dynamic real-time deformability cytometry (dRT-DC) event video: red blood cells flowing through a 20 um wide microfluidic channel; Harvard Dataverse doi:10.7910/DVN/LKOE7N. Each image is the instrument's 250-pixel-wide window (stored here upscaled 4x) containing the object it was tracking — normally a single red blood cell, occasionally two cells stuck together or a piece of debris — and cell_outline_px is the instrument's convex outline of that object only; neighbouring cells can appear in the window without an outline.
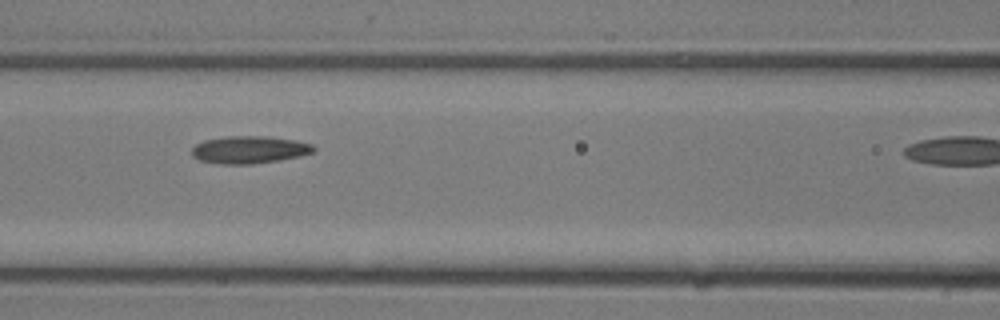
{"species": "common noctule bat (a hibernating species)", "species_latin": "Nyctalus noctula", "temperature_condition": "room temperature", "stored_images_in_passage": 7, "camera_frame_rate_fps": 3000, "um_per_image_px": 0.085, "animal": {"sex": "male", "body_mass_g": 13.3}, "frame": {"image": 1, "passage_image": 5, "time_ms": 1.333, "image_size_px": [1000, 320], "cell_outline_px": [[316, 148], [312, 152], [300, 156], [280, 160], [252, 164], [220, 164], [200, 160], [192, 156], [192, 148], [196, 144], [204, 140], [228, 136], [268, 136], [296, 140], [312, 144]], "centroid_in_image_um": [21.2, 12.72], "position_along_channel_um": 145.4, "area_um2": 19.54}}